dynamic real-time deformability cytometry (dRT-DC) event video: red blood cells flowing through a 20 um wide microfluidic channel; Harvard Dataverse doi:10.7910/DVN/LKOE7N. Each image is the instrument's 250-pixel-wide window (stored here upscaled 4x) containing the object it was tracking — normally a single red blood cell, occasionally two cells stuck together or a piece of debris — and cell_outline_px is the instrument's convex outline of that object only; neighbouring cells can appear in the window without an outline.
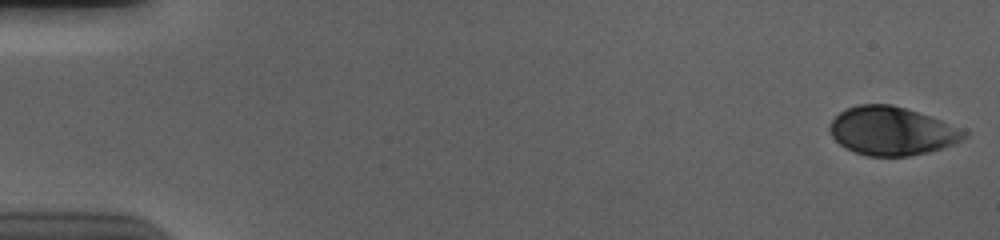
{"species": "human", "species_latin": "Homo sapiens", "temperature_condition": "cold", "stored_images_in_passage": 56, "camera_frame_rate_fps": 3000, "um_per_image_px": 0.085, "donor": {"sex": "male"}, "frame": {"image": 1, "passage_image": 1, "time_ms": 0.0, "image_size_px": [1000, 240], "cell_outline_px": [[968, 136], [952, 144], [928, 152], [908, 156], [868, 156], [844, 148], [832, 136], [828, 128], [828, 124], [840, 112], [856, 104], [892, 104], [940, 120], [960, 128], [968, 132]], "centroid_in_image_um": [75.76, 11.13], "position_along_channel_um": 9.2, "area_um2": 37.63}}
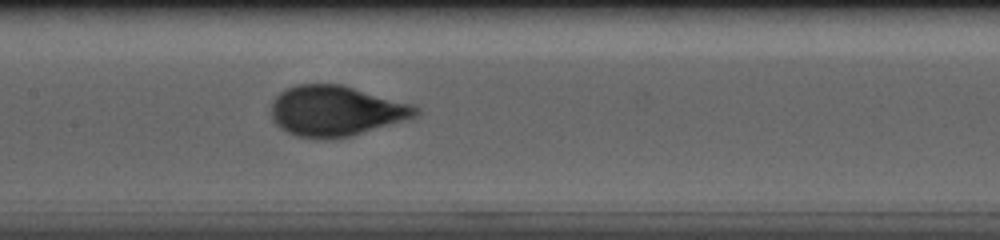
{"frame": {"image": 2, "passage_image": 28, "time_ms": 9.0, "image_size_px": [1000, 240], "cell_outline_px": [[420, 112], [416, 116], [348, 136], [332, 140], [324, 140], [296, 136], [280, 128], [272, 120], [272, 100], [280, 92], [296, 84], [340, 84], [412, 104], [420, 108]], "centroid_in_image_um": [28.5, 9.43], "position_along_channel_um": 178.9, "area_um2": 42.14}}
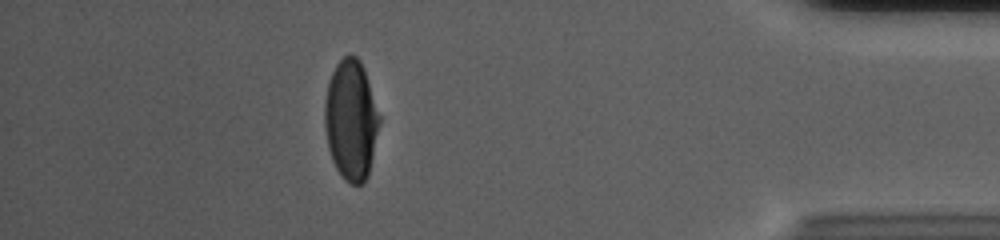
{"frame": {"image": 3, "passage_image": 50, "time_ms": 16.333, "image_size_px": [1000, 240], "cell_outline_px": [[380, 124], [368, 176], [364, 184], [352, 184], [344, 180], [336, 168], [332, 160], [328, 148], [324, 128], [324, 104], [328, 80], [336, 64], [344, 56], [356, 56], [360, 60], [364, 68], [380, 116]], "centroid_in_image_um": [29.83, 10.21], "position_along_channel_um": 405.4, "area_um2": 38.61}, "authors_computed_cell_mechanics": {"area_um2": 40.8357, "velocity_mm_per_s": 3.6749, "shape_relaxation_time_tau1_ms": 3.3218, "shape_relaxation_time_tau2_ms": null, "deformation_change_tau1": 0.1852, "deformation_change_tau2": null}}